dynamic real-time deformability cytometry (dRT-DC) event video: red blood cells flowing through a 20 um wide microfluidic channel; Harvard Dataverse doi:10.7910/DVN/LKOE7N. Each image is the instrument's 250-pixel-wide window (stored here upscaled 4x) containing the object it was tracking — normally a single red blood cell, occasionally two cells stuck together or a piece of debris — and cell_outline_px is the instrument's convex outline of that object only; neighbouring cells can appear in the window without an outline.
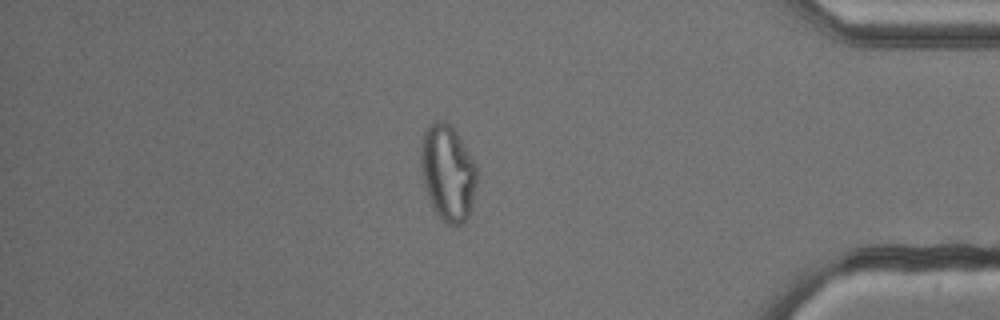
{"species": "common noctule bat (a hibernating species)", "species_latin": "Nyctalus noctula", "temperature_condition": "cold", "stored_images_in_passage": 54, "camera_frame_rate_fps": 3000, "um_per_image_px": 0.085, "animal": {"sex": "male", "body_mass_g": 13.3}, "frame": {"image": 1, "passage_image": 46, "time_ms": 15.0, "image_size_px": [1000, 320], "cell_outline_px": [[476, 184], [472, 204], [468, 216], [460, 224], [448, 224], [432, 208], [424, 188], [420, 164], [420, 144], [424, 132], [428, 124], [436, 120], [448, 120], [452, 124], [476, 164]], "centroid_in_image_um": [38.03, 14.61], "position_along_channel_um": 397.2, "area_um2": 31.67}}
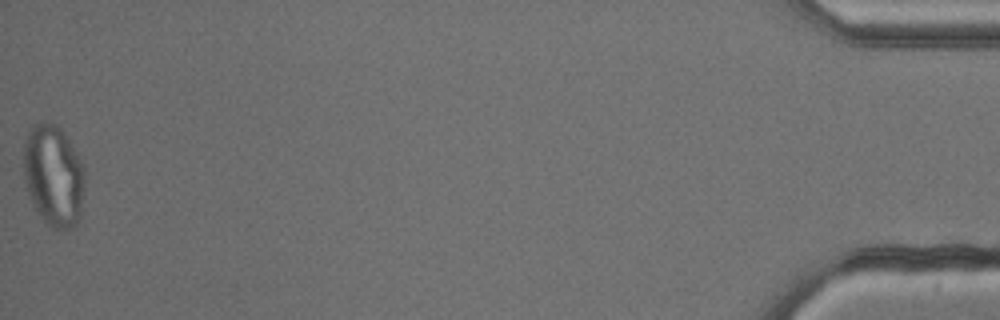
{"frame": {"image": 2, "passage_image": 54, "time_ms": 17.667, "image_size_px": [1000, 320], "cell_outline_px": [[84, 188], [80, 216], [76, 224], [72, 228], [52, 228], [36, 212], [32, 204], [24, 180], [24, 144], [28, 132], [32, 124], [52, 124], [60, 128], [68, 140], [80, 160], [84, 168]], "centroid_in_image_um": [4.54, 14.96], "position_along_channel_um": 430.7, "area_um2": 35.84}}